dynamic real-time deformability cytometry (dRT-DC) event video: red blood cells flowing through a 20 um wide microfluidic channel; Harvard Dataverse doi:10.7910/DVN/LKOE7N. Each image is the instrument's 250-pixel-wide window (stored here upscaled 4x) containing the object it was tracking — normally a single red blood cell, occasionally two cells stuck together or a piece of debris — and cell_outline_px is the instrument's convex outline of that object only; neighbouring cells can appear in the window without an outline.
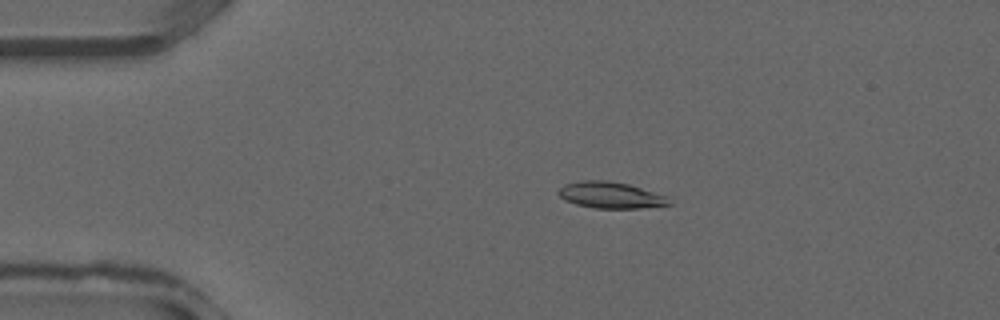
{"species": "common noctule bat (a hibernating species)", "species_latin": "Nyctalus noctula", "temperature_condition": "warm", "stored_images_in_passage": 37, "camera_frame_rate_fps": 3000, "um_per_image_px": 0.085, "animal": {"sex": "male", "forearm_length_mm": 52.5}, "frame": {"image": 1, "passage_image": 8, "time_ms": 2.333, "image_size_px": [1000, 320], "cell_outline_px": [[672, 204], [640, 208], [596, 208], [576, 204], [564, 200], [556, 192], [564, 184], [580, 180], [608, 180], [628, 184], [664, 196]], "centroid_in_image_um": [51.82, 16.58], "position_along_channel_um": 33.2, "area_um2": 16.76}}
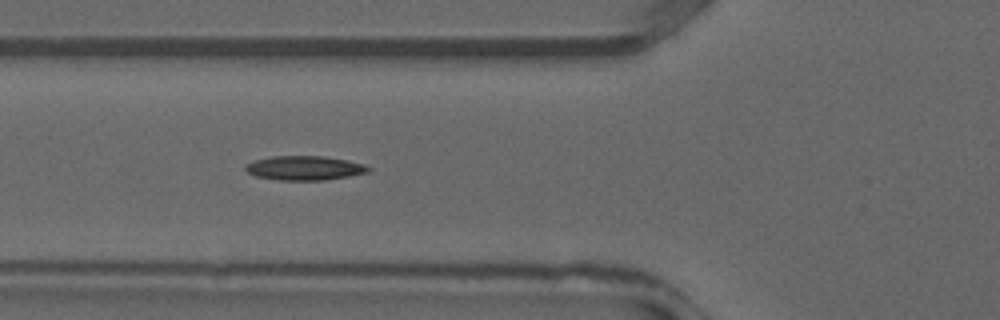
{"frame": {"image": 2, "passage_image": 14, "time_ms": 4.333, "image_size_px": [1000, 320], "cell_outline_px": [[372, 168], [368, 172], [348, 176], [324, 180], [280, 180], [256, 176], [248, 172], [244, 168], [244, 164], [256, 160], [272, 156], [324, 156], [364, 164]], "centroid_in_image_um": [25.87, 14.28], "position_along_channel_um": 99.9, "area_um2": 17.22}}
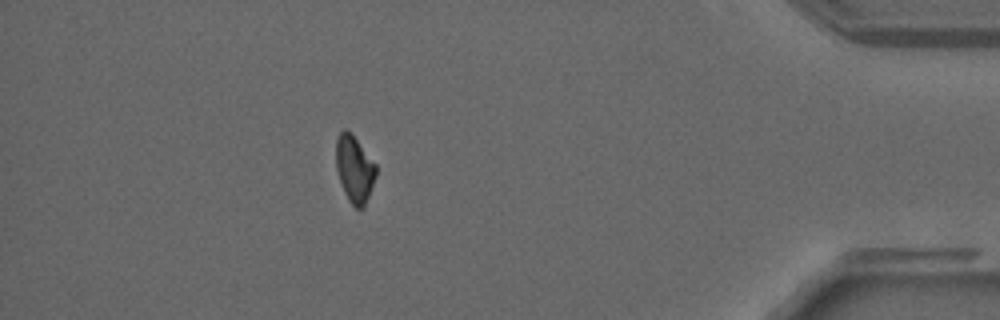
{"frame": {"image": 3, "passage_image": 33, "time_ms": 10.667, "image_size_px": [1000, 320], "cell_outline_px": [[376, 176], [364, 208], [356, 208], [348, 200], [344, 192], [336, 168], [336, 140], [340, 132], [344, 128], [356, 140], [376, 164]], "centroid_in_image_um": [30.13, 14.4], "position_along_channel_um": 405.1, "area_um2": 15.26}}